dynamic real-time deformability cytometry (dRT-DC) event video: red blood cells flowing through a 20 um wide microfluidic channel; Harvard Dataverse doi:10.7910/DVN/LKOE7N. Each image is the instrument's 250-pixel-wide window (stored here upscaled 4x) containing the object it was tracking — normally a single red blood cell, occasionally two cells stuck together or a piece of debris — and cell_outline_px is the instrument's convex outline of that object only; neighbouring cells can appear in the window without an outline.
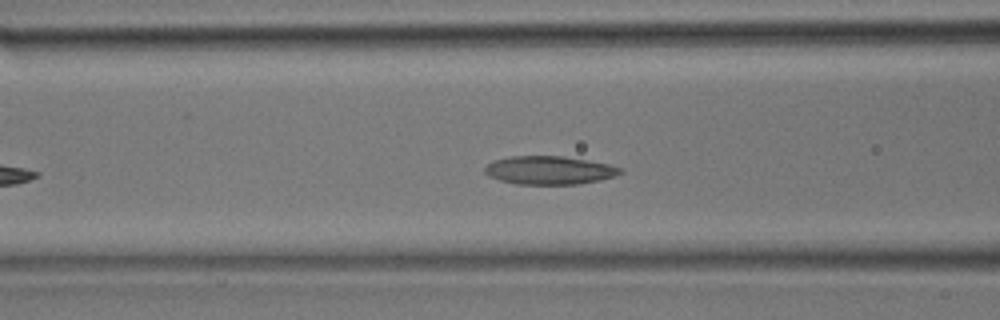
{"species": "common noctule bat (a hibernating species)", "species_latin": "Nyctalus noctula", "temperature_condition": "room temperature", "stored_images_in_passage": 28, "camera_frame_rate_fps": 3000, "um_per_image_px": 0.085, "animal": {"sex": "male", "body_mass_g": 17.9}, "frame": {"image": 1, "passage_image": 8, "time_ms": 2.333, "image_size_px": [1000, 320], "cell_outline_px": [[624, 172], [616, 176], [600, 180], [576, 184], [516, 184], [500, 180], [488, 176], [484, 172], [484, 168], [492, 160], [508, 156], [564, 156], [608, 164], [624, 168]], "centroid_in_image_um": [46.69, 14.46], "position_along_channel_um": 119.9, "area_um2": 22.54}}
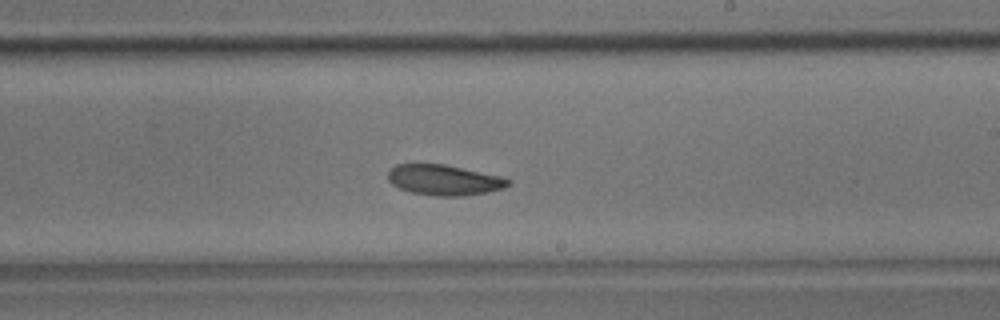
{"frame": {"image": 2, "passage_image": 15, "time_ms": 4.667, "image_size_px": [1000, 320], "cell_outline_px": [[512, 184], [504, 188], [488, 192], [464, 196], [436, 196], [408, 192], [392, 184], [388, 180], [388, 172], [396, 164], [444, 164], [500, 176], [512, 180]], "centroid_in_image_um": [37.77, 15.31], "position_along_channel_um": 251.2, "area_um2": 21.44}}
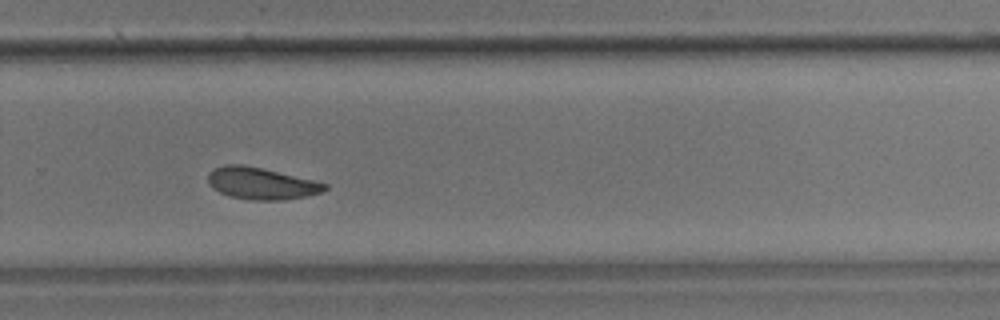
{"frame": {"image": 3, "passage_image": 18, "time_ms": 5.667, "image_size_px": [1000, 320], "cell_outline_px": [[328, 188], [324, 192], [308, 196], [284, 200], [252, 200], [228, 196], [212, 188], [208, 184], [208, 172], [212, 168], [224, 164], [244, 164], [312, 180], [328, 184]], "centroid_in_image_um": [22.18, 15.59], "position_along_channel_um": 307.6, "area_um2": 21.85}}